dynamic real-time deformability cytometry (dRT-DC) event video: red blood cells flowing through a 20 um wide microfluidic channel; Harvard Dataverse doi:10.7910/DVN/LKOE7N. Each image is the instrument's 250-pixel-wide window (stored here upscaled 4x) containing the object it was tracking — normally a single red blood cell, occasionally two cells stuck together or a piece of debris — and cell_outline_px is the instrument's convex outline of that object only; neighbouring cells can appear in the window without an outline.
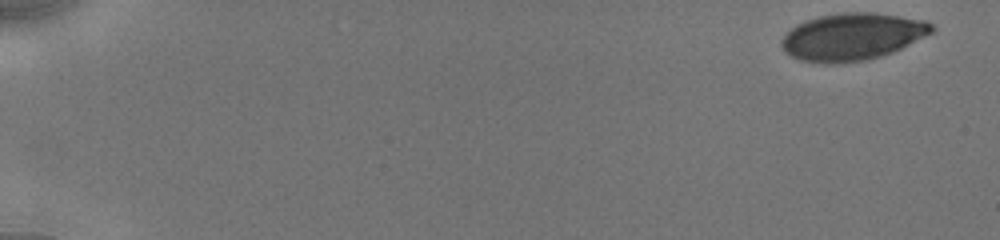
{"species": "human", "species_latin": "Homo sapiens", "temperature_condition": "cold", "stored_images_in_passage": 11, "camera_frame_rate_fps": 3000, "um_per_image_px": 0.085, "donor": {"sex": "male"}, "frame": {"image": 1, "passage_image": 1, "time_ms": 0.0, "image_size_px": [1000, 240], "cell_outline_px": [[936, 28], [932, 32], [892, 52], [880, 56], [864, 60], [836, 64], [824, 64], [800, 60], [784, 52], [780, 44], [780, 40], [796, 24], [804, 20], [820, 16], [840, 12], [872, 12], [928, 20]], "centroid_in_image_um": [72.41, 3.11], "position_along_channel_um": 12.6, "area_um2": 41.38}}
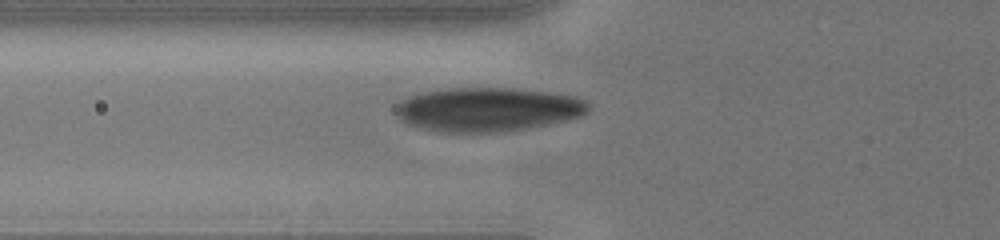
{"frame": {"image": 2, "passage_image": 9, "time_ms": 6.333, "image_size_px": [1000, 240], "cell_outline_px": [[588, 112], [580, 116], [548, 124], [528, 128], [496, 132], [440, 132], [416, 128], [400, 120], [396, 116], [392, 108], [392, 104], [408, 96], [420, 92], [448, 88], [512, 88], [548, 92], [576, 96], [584, 100], [588, 104]], "centroid_in_image_um": [41.34, 9.3], "position_along_channel_um": 84.5, "area_um2": 49.88}}
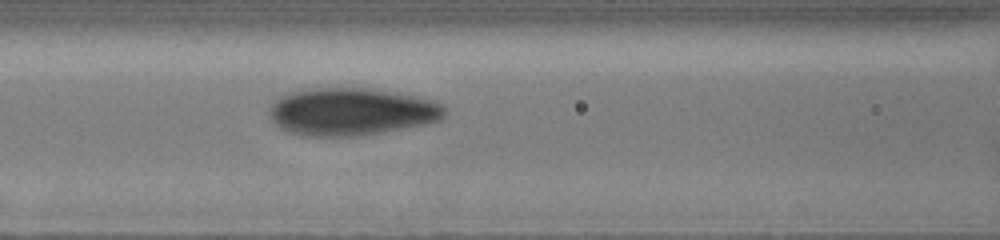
{"frame": {"image": 3, "passage_image": 11, "time_ms": 7.667, "image_size_px": [1000, 240], "cell_outline_px": [[444, 116], [440, 120], [424, 124], [384, 132], [360, 136], [304, 136], [288, 132], [280, 128], [272, 120], [272, 104], [280, 96], [288, 92], [316, 88], [372, 88], [416, 96], [436, 100], [444, 108]], "centroid_in_image_um": [29.89, 9.49], "position_along_channel_um": 136.7, "area_um2": 48.49}}